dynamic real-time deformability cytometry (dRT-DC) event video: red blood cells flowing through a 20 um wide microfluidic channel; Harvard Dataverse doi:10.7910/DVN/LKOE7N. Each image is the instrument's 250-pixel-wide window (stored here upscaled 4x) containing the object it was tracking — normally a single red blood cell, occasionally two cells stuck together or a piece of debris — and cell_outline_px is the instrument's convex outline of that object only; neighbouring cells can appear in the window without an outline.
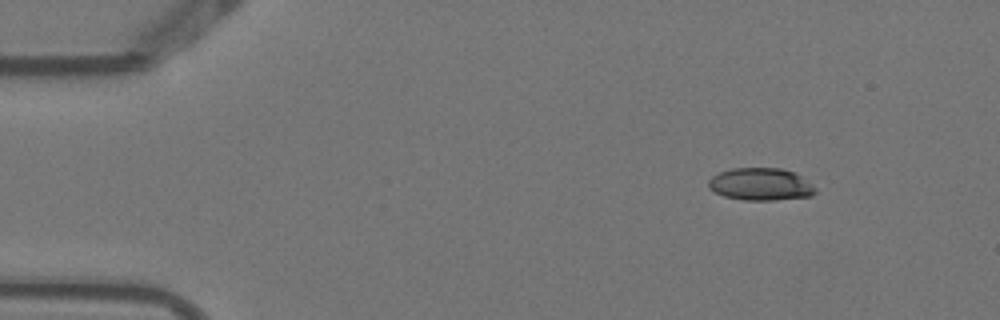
{"species": "Egyptian fruit bat (a non-hibernating species)", "species_latin": "Rousettus aegyptiacus", "temperature_condition": "warm", "stored_images_in_passage": 6, "camera_frame_rate_fps": 3000, "um_per_image_px": 0.085, "animal": {"sex": "female"}, "frame": {"image": 1, "passage_image": 1, "time_ms": 0.0, "image_size_px": [1000, 320], "cell_outline_px": [[816, 192], [812, 196], [772, 200], [744, 200], [724, 196], [708, 188], [708, 180], [712, 176], [720, 172], [732, 168], [780, 168], [792, 172], [800, 176], [812, 184], [816, 188]], "centroid_in_image_um": [64.64, 15.66], "position_along_channel_um": 20.4, "area_um2": 20.11}}
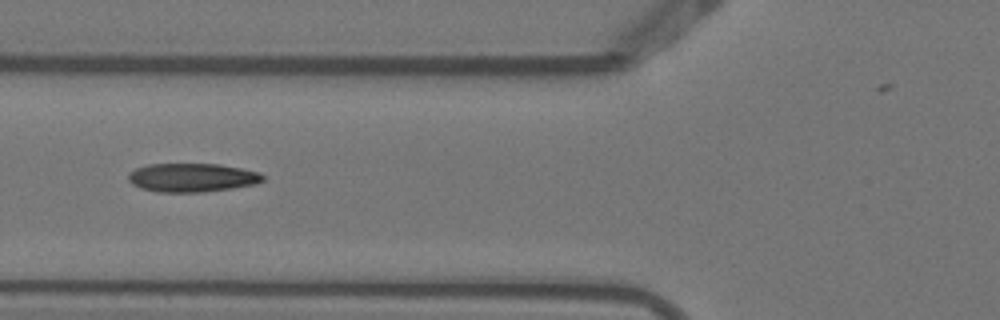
{"frame": {"image": 2, "passage_image": 5, "time_ms": 1.333, "image_size_px": [1000, 320], "cell_outline_px": [[264, 180], [256, 184], [232, 188], [204, 192], [156, 192], [140, 188], [132, 184], [128, 180], [128, 172], [136, 168], [148, 164], [220, 164], [260, 172], [264, 176]], "centroid_in_image_um": [16.31, 15.1], "position_along_channel_um": 109.5, "area_um2": 22.66}}
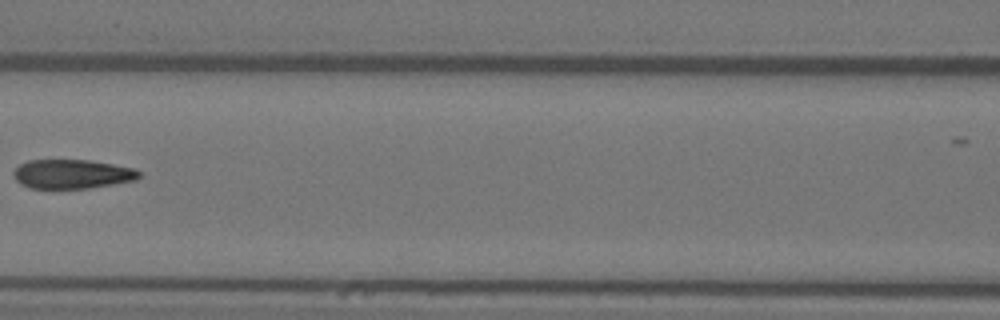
{"frame": {"image": 3, "passage_image": 6, "time_ms": 1.667, "image_size_px": [1000, 320], "cell_outline_px": [[140, 176], [136, 180], [88, 188], [28, 188], [20, 184], [16, 180], [12, 172], [20, 164], [28, 160], [88, 160], [136, 168], [140, 172]], "centroid_in_image_um": [6.12, 14.79], "position_along_channel_um": 160.5, "area_um2": 21.33}}